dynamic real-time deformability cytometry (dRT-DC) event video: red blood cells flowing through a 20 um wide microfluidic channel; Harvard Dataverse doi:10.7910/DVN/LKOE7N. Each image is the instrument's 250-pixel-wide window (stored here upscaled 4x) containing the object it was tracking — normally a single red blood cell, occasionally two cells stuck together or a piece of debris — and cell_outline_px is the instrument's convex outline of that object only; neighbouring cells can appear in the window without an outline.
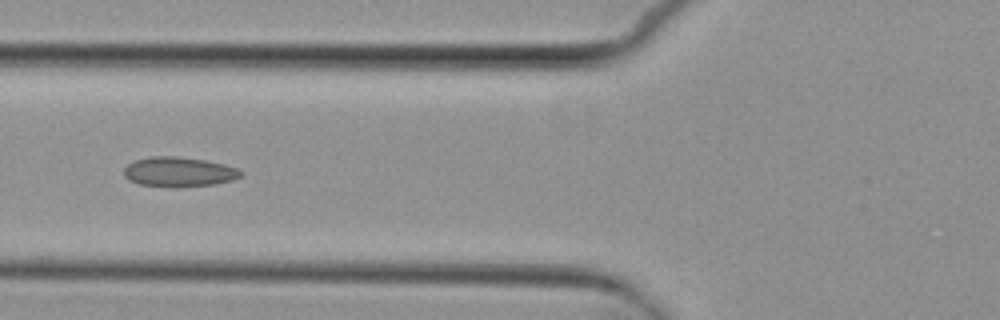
{"species": "common noctule bat (a hibernating species)", "species_latin": "Nyctalus noctula", "temperature_condition": "cold", "stored_images_in_passage": 9, "camera_frame_rate_fps": 3000, "um_per_image_px": 0.085, "animal": {"sex": "female", "body_mass_g": 29.2, "forearm_length_mm": 56.3}, "frame": {"image": 1, "passage_image": 6, "time_ms": 6.0, "image_size_px": [1000, 320], "cell_outline_px": [[244, 172], [240, 176], [232, 180], [216, 184], [180, 188], [172, 188], [140, 184], [128, 180], [124, 176], [124, 168], [128, 164], [136, 160], [152, 156], [176, 156], [204, 160], [224, 164], [236, 168]], "centroid_in_image_um": [15.2, 14.63], "position_along_channel_um": 110.6, "area_um2": 20.46}}
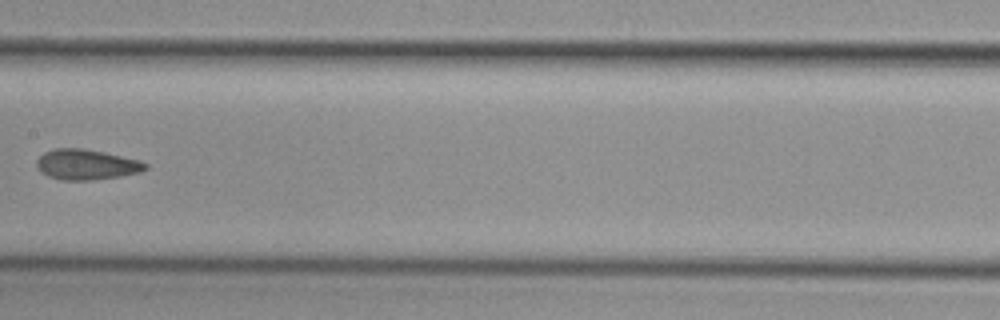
{"frame": {"image": 2, "passage_image": 8, "time_ms": 8.333, "image_size_px": [1000, 320], "cell_outline_px": [[148, 168], [140, 172], [120, 176], [92, 180], [60, 180], [48, 176], [40, 172], [36, 164], [36, 160], [44, 152], [52, 148], [84, 148], [104, 152], [140, 160], [148, 164]], "centroid_in_image_um": [7.33, 13.98], "position_along_channel_um": 200.1, "area_um2": 19.42}}
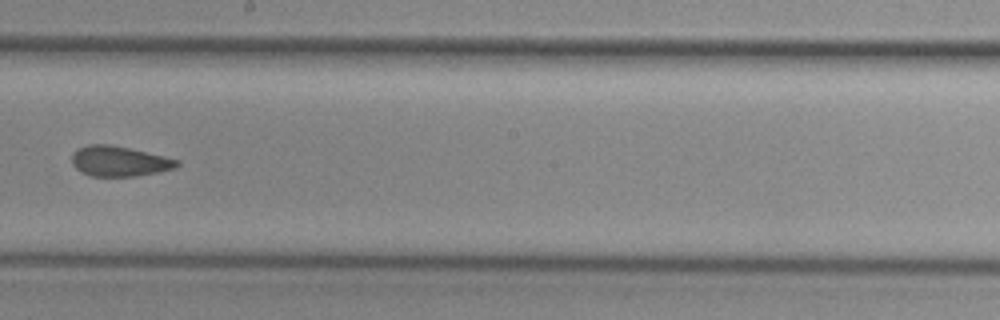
{"frame": {"image": 3, "passage_image": 9, "time_ms": 9.333, "image_size_px": [1000, 320], "cell_outline_px": [[180, 164], [176, 168], [136, 176], [92, 176], [80, 172], [72, 164], [72, 152], [88, 144], [108, 144], [128, 148], [164, 156], [180, 160]], "centroid_in_image_um": [10.13, 13.7], "position_along_channel_um": 238.1, "area_um2": 18.44}}